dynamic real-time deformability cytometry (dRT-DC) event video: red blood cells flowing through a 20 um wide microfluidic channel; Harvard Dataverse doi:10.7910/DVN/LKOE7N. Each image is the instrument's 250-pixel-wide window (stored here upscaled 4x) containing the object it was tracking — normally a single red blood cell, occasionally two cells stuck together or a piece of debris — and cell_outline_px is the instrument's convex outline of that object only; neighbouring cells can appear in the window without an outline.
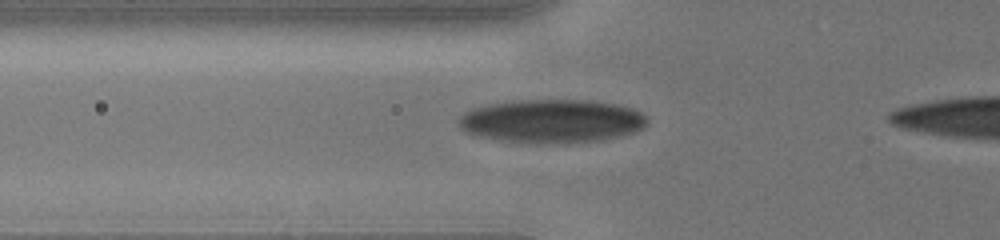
{"species": "human", "species_latin": "Homo sapiens", "temperature_condition": "cold", "stored_images_in_passage": 34, "camera_frame_rate_fps": 3000, "um_per_image_px": 0.085, "donor": {"sex": "male"}, "frame": {"image": 1, "passage_image": 5, "time_ms": 2.0, "image_size_px": [1000, 240], "cell_outline_px": [[648, 124], [644, 128], [636, 132], [604, 140], [568, 144], [556, 144], [492, 140], [464, 132], [460, 128], [460, 116], [464, 112], [472, 108], [488, 104], [512, 100], [592, 100], [616, 104], [632, 108], [640, 112], [648, 120]], "centroid_in_image_um": [46.91, 10.31], "position_along_channel_um": 78.9, "area_um2": 48.55}}
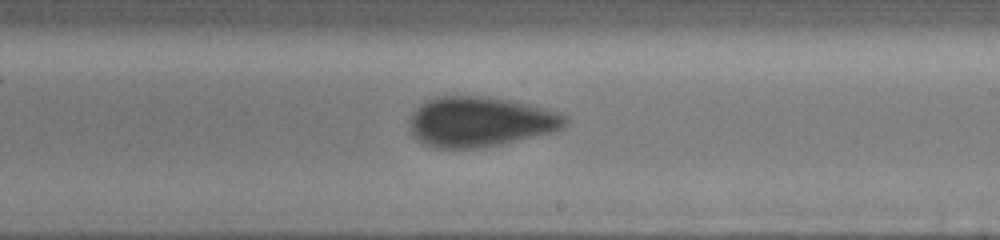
{"frame": {"image": 2, "passage_image": 14, "time_ms": 6.333, "image_size_px": [1000, 240], "cell_outline_px": [[568, 124], [564, 128], [552, 132], [500, 144], [476, 148], [432, 148], [420, 144], [416, 140], [408, 124], [408, 120], [412, 112], [420, 104], [436, 96], [488, 96], [512, 100], [544, 108], [568, 116]], "centroid_in_image_um": [40.77, 10.34], "position_along_channel_um": 248.2, "area_um2": 45.84}}
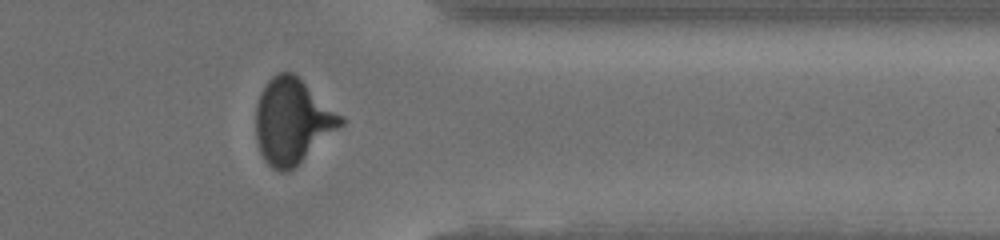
{"frame": {"image": 3, "passage_image": 27, "time_ms": 10.0, "image_size_px": [1000, 240], "cell_outline_px": [[344, 124], [288, 172], [280, 172], [272, 168], [264, 160], [256, 144], [256, 104], [260, 92], [268, 80], [276, 72], [292, 72], [344, 116]], "centroid_in_image_um": [24.83, 10.29], "position_along_channel_um": 386.6, "area_um2": 42.08}, "authors_computed_cell_mechanics": {"area_um2": 43.4945, "velocity_mm_per_s": 3.9262, "shape_relaxation_time_tau1_ms": 4.6666, "shape_relaxation_time_tau2_ms": 1.165, "deformation_change_tau1": 0.132, "deformation_change_tau2": 0.0417}}